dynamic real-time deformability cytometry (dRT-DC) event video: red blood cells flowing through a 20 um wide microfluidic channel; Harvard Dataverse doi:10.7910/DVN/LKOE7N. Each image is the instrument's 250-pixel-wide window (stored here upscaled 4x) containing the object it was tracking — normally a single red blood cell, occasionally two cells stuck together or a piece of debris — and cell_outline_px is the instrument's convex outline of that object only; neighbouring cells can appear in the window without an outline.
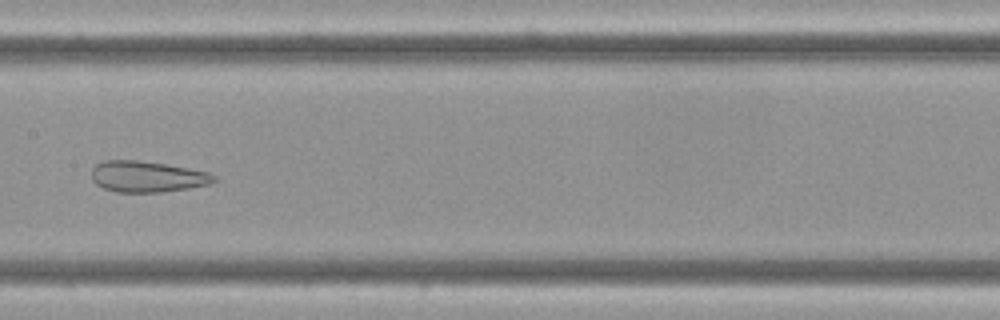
{"species": "Egyptian fruit bat (a non-hibernating species)", "species_latin": "Rousettus aegyptiacus", "temperature_condition": "cold", "stored_images_in_passage": 8, "camera_frame_rate_fps": 3000, "um_per_image_px": 0.085, "frame": {"image": 1, "passage_image": 8, "time_ms": 2.333, "image_size_px": [1000, 320], "cell_outline_px": [[220, 180], [208, 184], [188, 188], [160, 192], [116, 192], [104, 188], [96, 184], [92, 180], [92, 168], [96, 164], [104, 160], [136, 160], [164, 164], [188, 168], [208, 172], [216, 176]], "centroid_in_image_um": [12.51, 15.01], "position_along_channel_um": 194.9, "area_um2": 22.14}}